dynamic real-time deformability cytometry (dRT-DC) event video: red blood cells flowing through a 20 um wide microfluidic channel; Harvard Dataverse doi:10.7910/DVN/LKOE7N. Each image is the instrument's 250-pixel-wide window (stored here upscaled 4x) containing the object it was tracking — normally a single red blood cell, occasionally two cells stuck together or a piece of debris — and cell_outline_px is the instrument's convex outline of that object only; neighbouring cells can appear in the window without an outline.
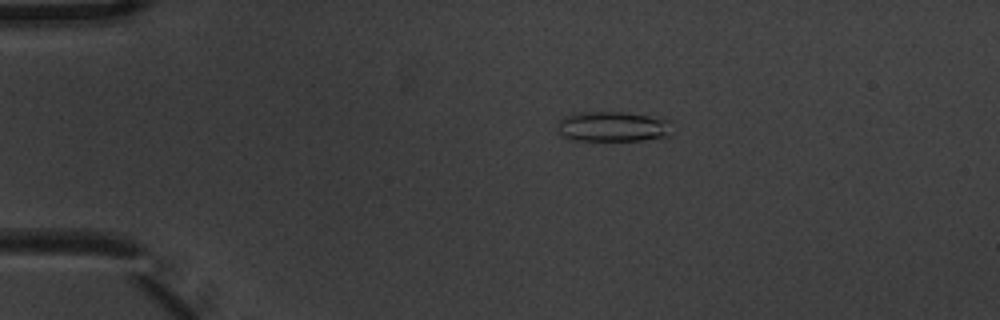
{"species": "common noctule bat (a hibernating species)", "species_latin": "Nyctalus noctula", "temperature_condition": "warm", "stored_images_in_passage": 5, "camera_frame_rate_fps": 3000, "um_per_image_px": 0.085, "animal": {"sex": "male", "body_mass_g": 20.1, "forearm_length_mm": 53.5}, "frame": {"image": 1, "passage_image": 4, "time_ms": 1.0, "image_size_px": [1000, 320], "cell_outline_px": [[672, 120], [668, 136], [644, 140], [572, 140], [564, 136], [556, 128], [560, 120], [576, 112], [624, 112]], "centroid_in_image_um": [52.1, 10.76], "position_along_channel_um": 32.9, "area_um2": 20.0}}